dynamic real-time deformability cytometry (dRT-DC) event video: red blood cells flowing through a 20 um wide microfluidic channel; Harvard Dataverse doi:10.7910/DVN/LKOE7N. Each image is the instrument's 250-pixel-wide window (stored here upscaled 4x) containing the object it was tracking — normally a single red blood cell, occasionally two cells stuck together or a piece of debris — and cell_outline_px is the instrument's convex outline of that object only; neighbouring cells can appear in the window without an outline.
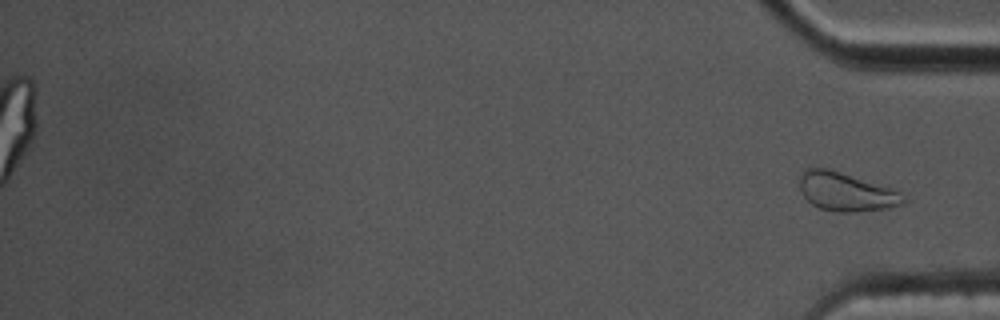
{"species": "common noctule bat (a hibernating species)", "species_latin": "Nyctalus noctula", "temperature_condition": "cold", "stored_images_in_passage": 53, "segment_of_instrument_passage": [2, 2], "camera_frame_rate_fps": 3000, "um_per_image_px": 0.085, "animal": {"sex": "male", "body_mass_g": 17.5, "forearm_length_mm": 52.3}, "frame": {"image": 1, "passage_image": 53, "time_ms": 17.333, "image_size_px": [1000, 320], "cell_outline_px": [[904, 200], [900, 204], [888, 208], [856, 212], [836, 212], [820, 208], [812, 204], [800, 192], [800, 176], [808, 168], [828, 168], [892, 188], [900, 192], [904, 196]], "centroid_in_image_um": [71.9, 16.31], "position_along_channel_um": 363.3, "area_um2": 23.12}}